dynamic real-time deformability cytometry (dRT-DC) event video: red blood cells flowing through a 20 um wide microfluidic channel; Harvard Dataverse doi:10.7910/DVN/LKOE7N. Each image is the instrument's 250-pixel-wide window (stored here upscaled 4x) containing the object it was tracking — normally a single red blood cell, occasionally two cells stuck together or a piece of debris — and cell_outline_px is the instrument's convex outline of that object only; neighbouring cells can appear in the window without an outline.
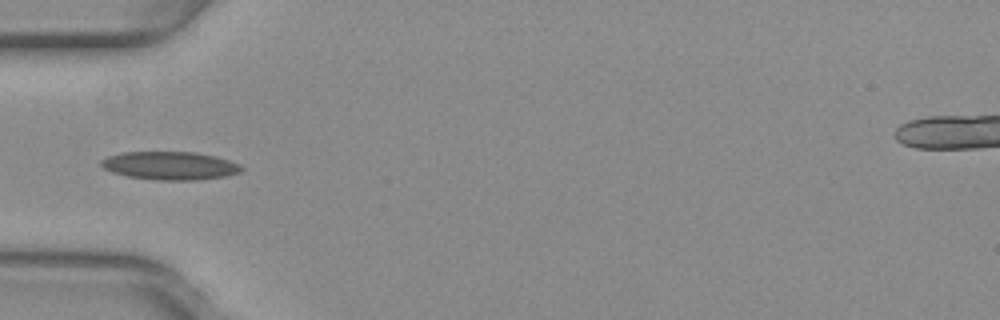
{"species": "common noctule bat (a hibernating species)", "species_latin": "Nyctalus noctula", "temperature_condition": "warm", "stored_images_in_passage": 36, "camera_frame_rate_fps": 3000, "um_per_image_px": 0.085, "animal": {"sex": "female", "body_mass_g": 29.2, "forearm_length_mm": 56.3}, "frame": {"image": 1, "passage_image": 1, "time_ms": 0.0, "image_size_px": [1000, 320], "cell_outline_px": [[244, 168], [240, 172], [228, 176], [196, 180], [156, 180], [128, 176], [112, 172], [104, 168], [100, 164], [100, 160], [108, 156], [124, 152], [196, 152], [216, 156], [240, 164]], "centroid_in_image_um": [14.47, 14.08], "position_along_channel_um": 70.5, "area_um2": 23.12}}
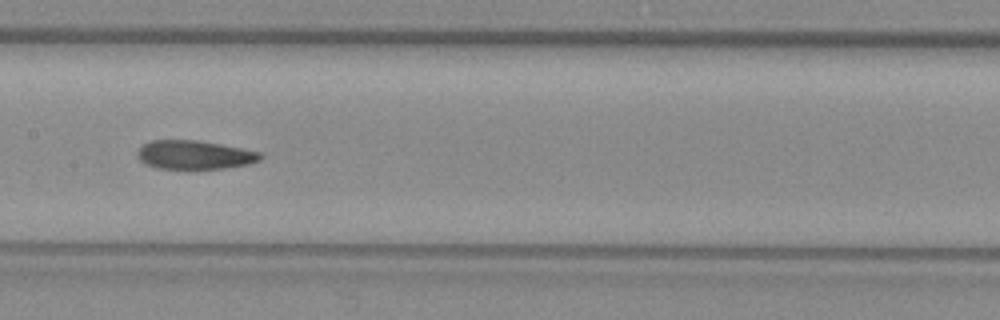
{"frame": {"image": 2, "passage_image": 10, "time_ms": 3.0, "image_size_px": [1000, 320], "cell_outline_px": [[264, 156], [260, 160], [248, 164], [224, 168], [188, 172], [156, 168], [144, 164], [136, 156], [136, 152], [144, 144], [152, 140], [196, 140], [240, 148], [260, 152]], "centroid_in_image_um": [16.48, 13.22], "position_along_channel_um": 190.9, "area_um2": 21.39}}
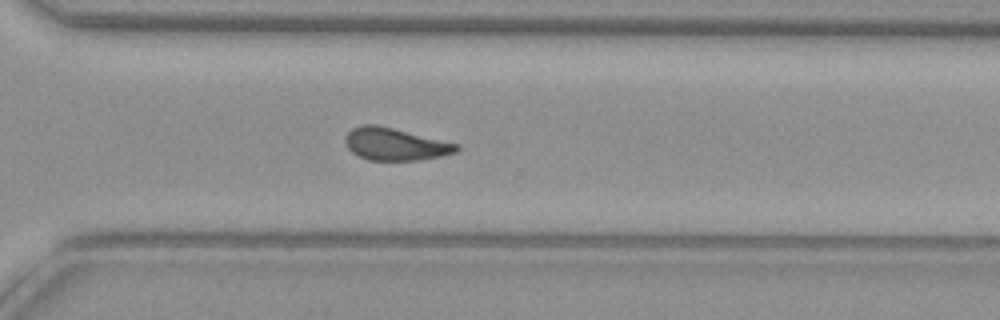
{"frame": {"image": 3, "passage_image": 21, "time_ms": 6.667, "image_size_px": [1000, 320], "cell_outline_px": [[460, 148], [456, 152], [440, 156], [420, 160], [368, 160], [352, 152], [348, 148], [344, 140], [344, 136], [352, 128], [364, 124], [376, 124], [460, 144]], "centroid_in_image_um": [33.58, 12.25], "position_along_channel_um": 337.0, "area_um2": 20.98}, "authors_computed_cell_mechanics": {"area_um2": 21.0392, "velocity_mm_per_s": 3.9926, "shape_relaxation_time_tau1_ms": null, "shape_relaxation_time_tau2_ms": 3.3548, "deformation_change_tau1": null, "deformation_change_tau2": 0.0947}}